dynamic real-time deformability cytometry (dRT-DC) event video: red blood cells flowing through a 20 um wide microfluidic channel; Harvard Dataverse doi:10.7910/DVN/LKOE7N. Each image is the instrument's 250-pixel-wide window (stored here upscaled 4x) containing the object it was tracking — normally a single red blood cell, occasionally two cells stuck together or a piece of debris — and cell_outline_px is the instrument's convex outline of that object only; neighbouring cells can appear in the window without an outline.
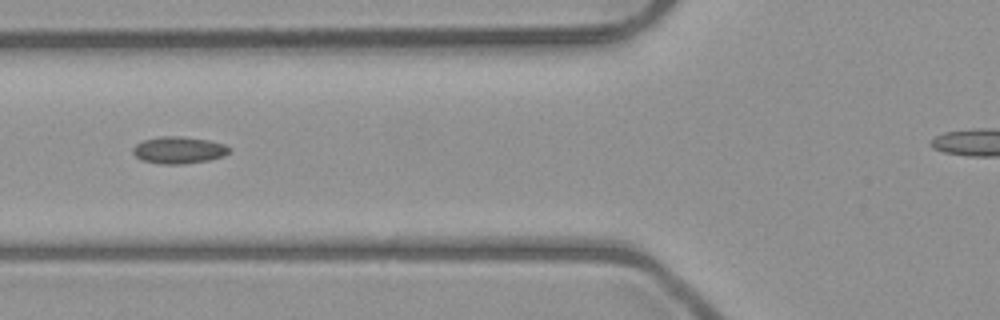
{"species": "common noctule bat (a hibernating species)", "species_latin": "Nyctalus noctula", "temperature_condition": "room temperature", "stored_images_in_passage": 7, "camera_frame_rate_fps": 3000, "um_per_image_px": 0.085, "animal": {"sex": "male", "body_mass_g": 23.1, "forearm_length_mm": 52.7}, "frame": {"image": 1, "passage_image": 6, "time_ms": 5.667, "image_size_px": [1000, 320], "cell_outline_px": [[228, 152], [224, 156], [208, 160], [184, 164], [160, 164], [140, 160], [132, 152], [132, 148], [136, 144], [144, 140], [160, 136], [184, 136], [208, 140], [224, 144], [228, 148]], "centroid_in_image_um": [15.15, 12.76], "position_along_channel_um": 110.7, "area_um2": 15.14}}
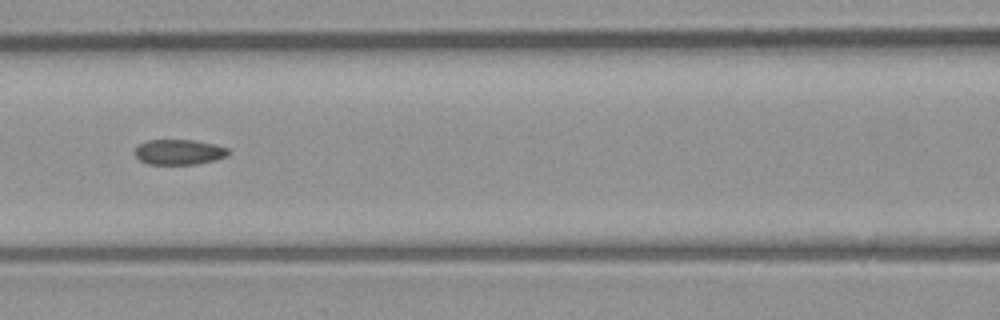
{"frame": {"image": 2, "passage_image": 7, "time_ms": 6.667, "image_size_px": [1000, 320], "cell_outline_px": [[228, 152], [224, 156], [216, 160], [196, 164], [148, 164], [140, 160], [136, 156], [136, 148], [140, 144], [148, 140], [192, 140], [216, 144], [228, 148]], "centroid_in_image_um": [15.22, 12.92], "position_along_channel_um": 151.4, "area_um2": 13.58}}